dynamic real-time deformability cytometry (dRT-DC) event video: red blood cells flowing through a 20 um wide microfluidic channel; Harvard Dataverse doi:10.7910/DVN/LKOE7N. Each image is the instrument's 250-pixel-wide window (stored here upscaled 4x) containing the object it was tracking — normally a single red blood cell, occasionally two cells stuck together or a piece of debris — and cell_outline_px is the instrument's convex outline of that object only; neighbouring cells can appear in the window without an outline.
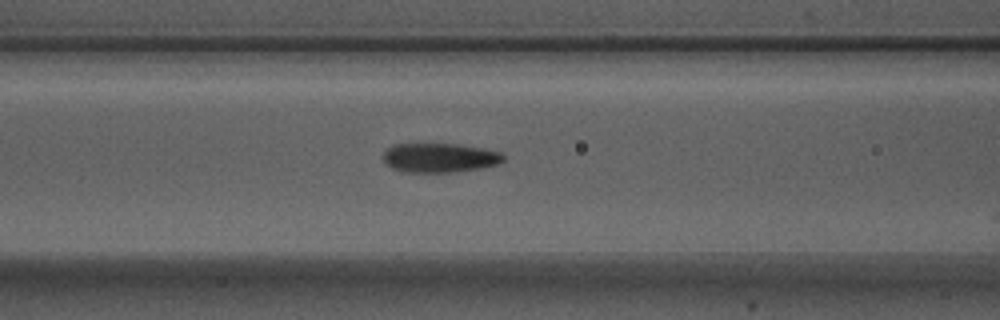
{"species": "Egyptian fruit bat (a non-hibernating species)", "species_latin": "Rousettus aegyptiacus", "temperature_condition": "warm", "stored_images_in_passage": 6, "camera_frame_rate_fps": 3000, "um_per_image_px": 0.085, "animal": {"sex": "male"}, "frame": {"image": 1, "passage_image": 5, "time_ms": 1.333, "image_size_px": [1000, 320], "cell_outline_px": [[504, 160], [500, 164], [480, 168], [452, 172], [404, 172], [392, 168], [384, 160], [384, 152], [392, 144], [456, 144], [484, 148], [500, 152], [504, 156]], "centroid_in_image_um": [37.39, 13.41], "position_along_channel_um": 129.2, "area_um2": 20.46}}